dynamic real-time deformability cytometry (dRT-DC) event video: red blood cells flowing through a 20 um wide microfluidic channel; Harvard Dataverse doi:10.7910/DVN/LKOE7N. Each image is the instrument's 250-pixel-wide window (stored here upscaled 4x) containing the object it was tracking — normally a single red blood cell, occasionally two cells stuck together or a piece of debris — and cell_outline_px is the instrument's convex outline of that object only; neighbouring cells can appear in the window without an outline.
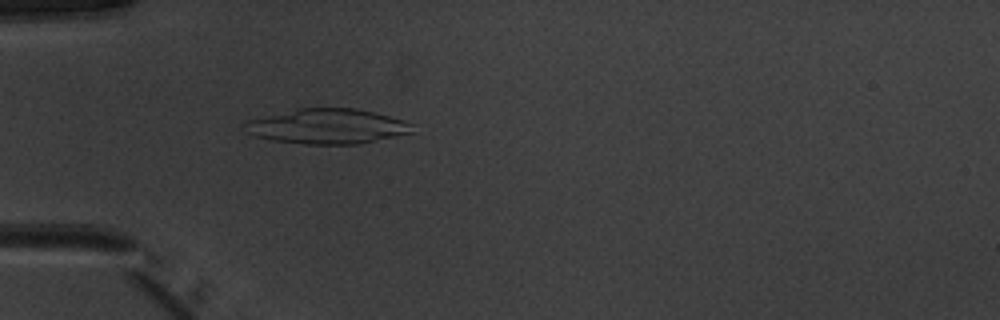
{"species": "common noctule bat (a hibernating species)", "species_latin": "Nyctalus noctula", "temperature_condition": "warm", "stored_images_in_passage": 40, "camera_frame_rate_fps": 3000, "um_per_image_px": 0.085, "animal": {"sex": "male", "body_mass_g": 20.1, "forearm_length_mm": 53.5}, "frame": {"image": 1, "passage_image": 5, "time_ms": 1.333, "image_size_px": [1000, 320], "cell_outline_px": [[412, 132], [396, 136], [356, 144], [304, 144], [272, 140], [256, 136], [248, 132], [244, 124], [248, 120], [300, 108], [356, 108], [404, 120], [412, 124]], "centroid_in_image_um": [27.83, 10.74], "position_along_channel_um": 57.2, "area_um2": 33.64}}
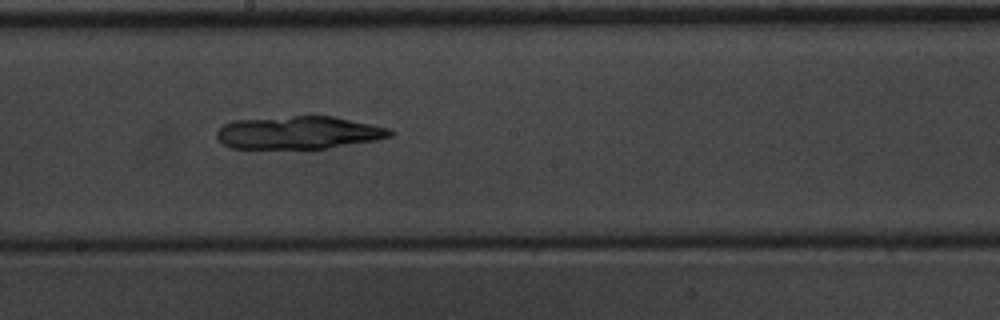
{"frame": {"image": 2, "passage_image": 18, "time_ms": 5.667, "image_size_px": [1000, 320], "cell_outline_px": [[392, 136], [376, 140], [328, 148], [232, 148], [224, 144], [216, 136], [216, 132], [224, 124], [232, 120], [292, 116], [332, 116], [372, 124], [388, 128], [392, 132]], "centroid_in_image_um": [25.38, 11.26], "position_along_channel_um": 222.8, "area_um2": 32.95}}
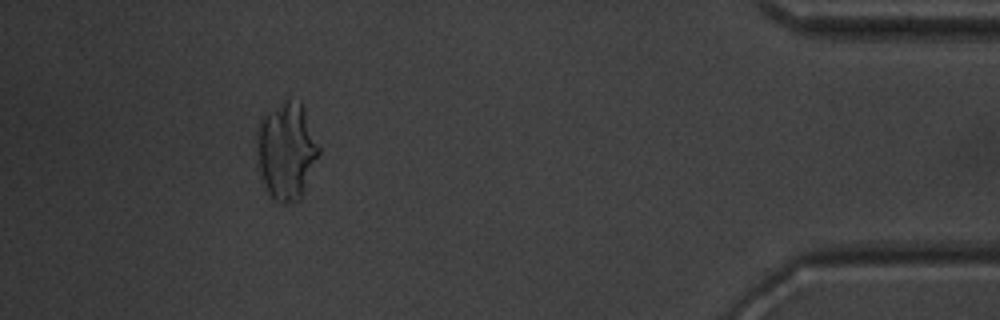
{"frame": {"image": 3, "passage_image": 36, "time_ms": 11.667, "image_size_px": [1000, 320], "cell_outline_px": [[320, 152], [300, 200], [284, 204], [272, 200], [268, 192], [260, 172], [256, 144], [256, 128], [260, 120], [268, 112], [288, 96], [300, 100], [304, 108], [320, 148]], "centroid_in_image_um": [24.35, 12.79], "position_along_channel_um": 410.9, "area_um2": 35.43}}